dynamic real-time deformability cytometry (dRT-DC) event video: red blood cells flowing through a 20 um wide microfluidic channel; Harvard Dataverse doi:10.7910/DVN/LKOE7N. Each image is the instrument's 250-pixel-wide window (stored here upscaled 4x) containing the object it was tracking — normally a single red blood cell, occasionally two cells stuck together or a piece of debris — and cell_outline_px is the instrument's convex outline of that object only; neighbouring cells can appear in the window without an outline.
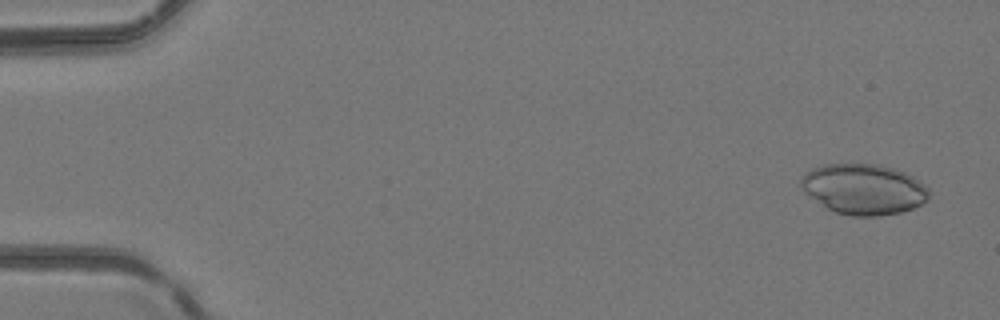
{"species": "common noctule bat (a hibernating species)", "species_latin": "Nyctalus noctula", "temperature_condition": "room temperature", "stored_images_in_passage": 3, "camera_frame_rate_fps": 3000, "um_per_image_px": 0.085, "animal": {"sex": "female", "body_mass_g": 24.6, "forearm_length_mm": 56.2}, "frame": {"image": 1, "passage_image": 1, "time_ms": 0.0, "image_size_px": [1000, 320], "cell_outline_px": [[932, 192], [928, 200], [912, 208], [900, 212], [880, 216], [852, 216], [836, 212], [828, 208], [808, 196], [800, 188], [800, 180], [812, 168], [824, 164], [872, 164], [892, 168], [904, 172], [912, 176], [924, 184]], "centroid_in_image_um": [73.42, 16.08], "position_along_channel_um": 11.6, "area_um2": 37.63}}